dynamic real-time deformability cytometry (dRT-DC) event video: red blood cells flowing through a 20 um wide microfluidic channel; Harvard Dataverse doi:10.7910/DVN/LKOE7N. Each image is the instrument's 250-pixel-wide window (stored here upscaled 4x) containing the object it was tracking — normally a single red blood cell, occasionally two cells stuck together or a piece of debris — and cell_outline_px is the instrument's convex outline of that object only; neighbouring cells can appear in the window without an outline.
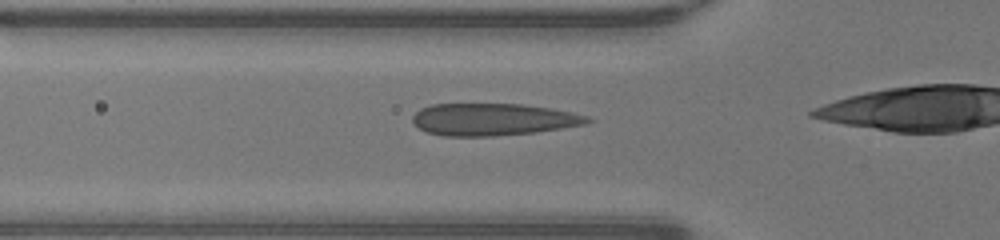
{"species": "human", "species_latin": "Homo sapiens", "temperature_condition": "warm", "stored_images_in_passage": 21, "camera_frame_rate_fps": 3000, "um_per_image_px": 0.085, "donor": {"sex": "male"}, "frame": {"image": 1, "passage_image": 11, "time_ms": 3.333, "image_size_px": [1000, 240], "cell_outline_px": [[596, 120], [584, 124], [536, 132], [496, 136], [444, 136], [428, 132], [420, 128], [412, 120], [412, 116], [420, 108], [432, 104], [520, 104], [552, 108], [572, 112], [588, 116]], "centroid_in_image_um": [41.93, 10.15], "position_along_channel_um": 83.9, "area_um2": 32.77}}
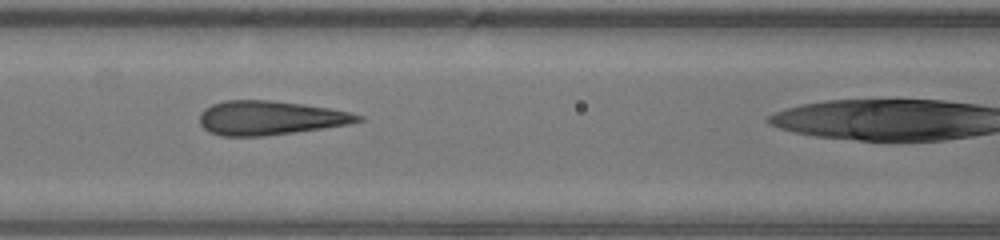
{"frame": {"image": 2, "passage_image": 15, "time_ms": 4.667, "image_size_px": [1000, 240], "cell_outline_px": [[364, 120], [348, 124], [296, 132], [264, 136], [220, 136], [208, 132], [200, 124], [200, 112], [204, 108], [212, 104], [224, 100], [268, 100], [304, 104], [352, 112], [364, 116]], "centroid_in_image_um": [22.94, 10.02], "position_along_channel_um": 143.7, "area_um2": 31.62}}
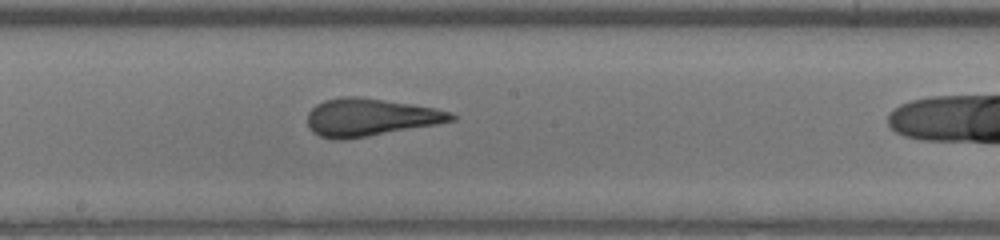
{"frame": {"image": 3, "passage_image": 20, "time_ms": 6.333, "image_size_px": [1000, 240], "cell_outline_px": [[456, 120], [436, 124], [368, 136], [344, 140], [332, 140], [320, 136], [312, 132], [308, 128], [308, 112], [316, 104], [324, 100], [340, 96], [356, 96], [412, 104], [436, 108], [452, 112], [456, 116]], "centroid_in_image_um": [31.43, 9.97], "position_along_channel_um": 216.8, "area_um2": 31.62}}